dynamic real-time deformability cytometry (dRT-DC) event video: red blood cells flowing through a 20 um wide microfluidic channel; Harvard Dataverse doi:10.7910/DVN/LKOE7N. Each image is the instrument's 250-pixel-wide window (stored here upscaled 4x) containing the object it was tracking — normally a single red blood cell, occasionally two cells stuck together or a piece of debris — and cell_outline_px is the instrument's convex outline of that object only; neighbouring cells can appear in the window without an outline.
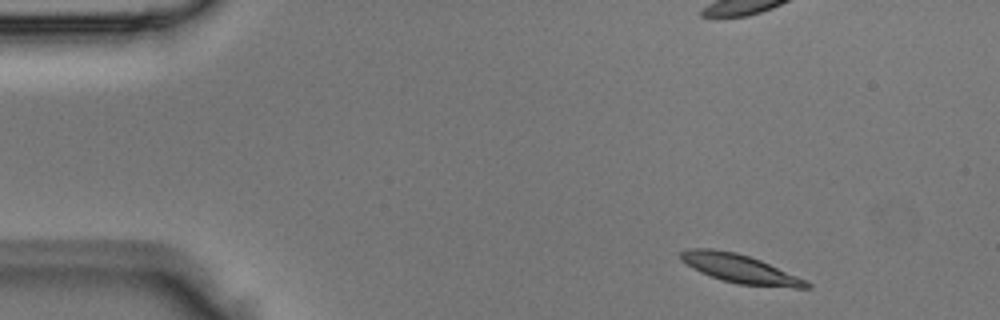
{"species": "Egyptian fruit bat (a non-hibernating species)", "species_latin": "Rousettus aegyptiacus", "temperature_condition": "room temperature", "stored_images_in_passage": 3, "camera_frame_rate_fps": 3000, "um_per_image_px": 0.085, "animal": {"sex": "male"}, "frame": {"image": 1, "passage_image": 1, "time_ms": 0.0, "image_size_px": [1000, 320], "cell_outline_px": [[812, 288], [796, 288], [736, 284], [700, 272], [692, 268], [680, 260], [680, 252], [688, 248], [712, 248], [736, 252], [760, 260], [808, 280], [812, 284]], "centroid_in_image_um": [62.92, 22.84], "position_along_channel_um": 22.1, "area_um2": 21.1}}